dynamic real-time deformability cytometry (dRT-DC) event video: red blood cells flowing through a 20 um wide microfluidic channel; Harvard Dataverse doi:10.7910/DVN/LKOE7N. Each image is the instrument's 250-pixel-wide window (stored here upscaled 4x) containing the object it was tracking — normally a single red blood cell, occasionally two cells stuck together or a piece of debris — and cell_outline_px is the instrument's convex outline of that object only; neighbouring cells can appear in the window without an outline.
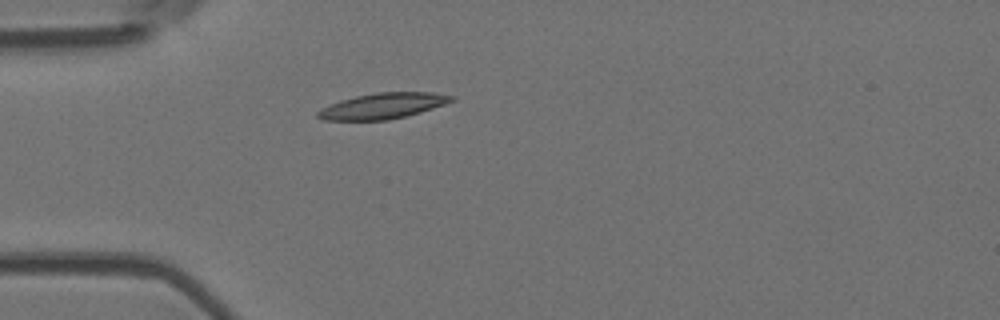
{"species": "Egyptian fruit bat (a non-hibernating species)", "species_latin": "Rousettus aegyptiacus", "temperature_condition": "room temperature", "stored_images_in_passage": 1, "camera_frame_rate_fps": 3000, "um_per_image_px": 0.085, "animal": {"sex": "female"}, "frame": {"image": 1, "passage_image": 1, "time_ms": 0.0, "image_size_px": [1000, 320], "cell_outline_px": [[456, 100], [420, 112], [388, 120], [324, 120], [316, 116], [316, 112], [320, 108], [340, 100], [356, 96], [376, 92], [432, 92], [456, 96]], "centroid_in_image_um": [32.53, 8.99], "position_along_channel_um": 52.5, "area_um2": 20.06}}